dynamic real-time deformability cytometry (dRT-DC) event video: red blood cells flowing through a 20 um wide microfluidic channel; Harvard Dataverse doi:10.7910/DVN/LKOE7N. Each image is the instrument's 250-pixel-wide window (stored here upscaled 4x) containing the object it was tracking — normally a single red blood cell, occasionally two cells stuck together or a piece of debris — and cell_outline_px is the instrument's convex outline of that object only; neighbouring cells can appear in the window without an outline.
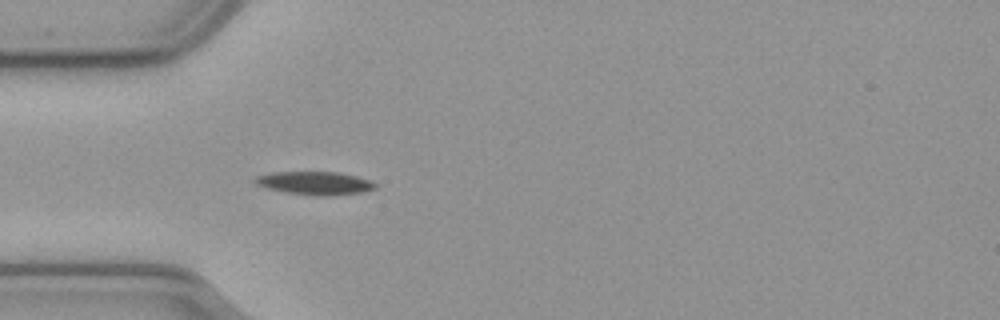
{"species": "common noctule bat (a hibernating species)", "species_latin": "Nyctalus noctula", "temperature_condition": "cold", "stored_images_in_passage": 41, "camera_frame_rate_fps": 3000, "um_per_image_px": 0.085, "animal": {"sex": "male", "body_mass_g": 23.1, "forearm_length_mm": 52.7}, "frame": {"image": 1, "passage_image": 1, "time_ms": 0.0, "image_size_px": [1000, 320], "cell_outline_px": [[376, 188], [360, 192], [332, 196], [316, 196], [288, 192], [268, 188], [256, 184], [252, 180], [256, 176], [272, 172], [336, 172], [356, 176], [368, 180], [376, 184]], "centroid_in_image_um": [26.74, 15.56], "position_along_channel_um": 58.3, "area_um2": 16.07}}
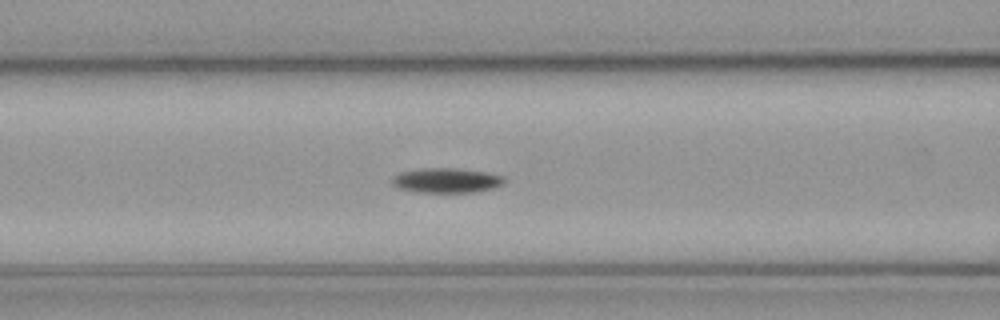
{"frame": {"image": 2, "passage_image": 7, "time_ms": 2.0, "image_size_px": [1000, 320], "cell_outline_px": [[504, 184], [496, 188], [472, 192], [416, 192], [400, 188], [392, 184], [392, 180], [396, 176], [404, 172], [420, 168], [456, 168], [484, 172], [504, 176]], "centroid_in_image_um": [38.0, 15.34], "position_along_channel_um": 128.6, "area_um2": 16.01}}
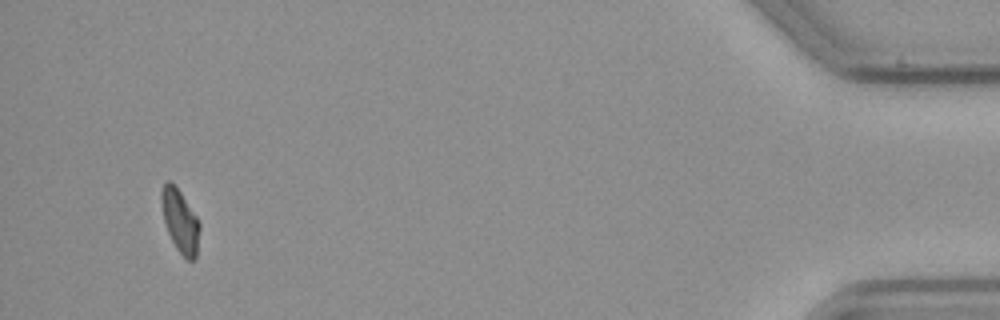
{"frame": {"image": 3, "passage_image": 38, "time_ms": 12.333, "image_size_px": [1000, 320], "cell_outline_px": [[200, 228], [196, 260], [188, 260], [176, 248], [168, 232], [164, 220], [160, 200], [160, 192], [164, 184], [168, 180], [180, 192], [196, 216], [200, 224]], "centroid_in_image_um": [15.31, 18.81], "position_along_channel_um": 419.9, "area_um2": 13.81}, "authors_computed_cell_mechanics": {"area_um2": 15.2014, "velocity_mm_per_s": 3.6232, "shape_relaxation_time_tau1_ms": 2.4045, "shape_relaxation_time_tau2_ms": null, "deformation_change_tau1": 0.1119, "deformation_change_tau2": null}}